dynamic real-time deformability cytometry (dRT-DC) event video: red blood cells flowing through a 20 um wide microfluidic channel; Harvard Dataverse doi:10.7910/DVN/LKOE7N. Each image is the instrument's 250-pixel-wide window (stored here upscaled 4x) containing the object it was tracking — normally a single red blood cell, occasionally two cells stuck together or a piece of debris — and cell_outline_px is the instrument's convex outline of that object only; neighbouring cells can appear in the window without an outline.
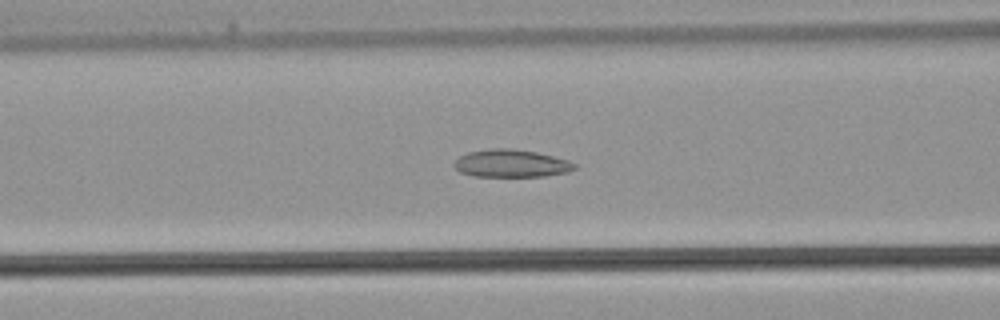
{"species": "common noctule bat (a hibernating species)", "species_latin": "Nyctalus noctula", "temperature_condition": "warm", "stored_images_in_passage": 33, "camera_frame_rate_fps": 3000, "um_per_image_px": 0.085, "animal": {"sex": "male", "body_mass_g": 21.5, "forearm_length_mm": 52.0}, "frame": {"image": 1, "passage_image": 12, "time_ms": 3.667, "image_size_px": [1000, 320], "cell_outline_px": [[576, 168], [568, 172], [544, 176], [472, 176], [460, 172], [452, 164], [460, 156], [468, 152], [488, 148], [508, 148], [536, 152], [568, 160], [576, 164]], "centroid_in_image_um": [43.43, 13.89], "position_along_channel_um": 123.2, "area_um2": 19.36}}
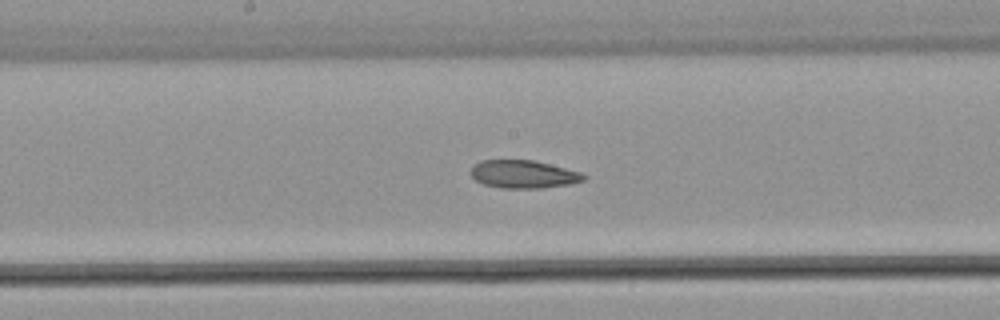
{"frame": {"image": 2, "passage_image": 17, "time_ms": 5.333, "image_size_px": [1000, 320], "cell_outline_px": [[588, 176], [584, 180], [568, 184], [544, 188], [500, 188], [484, 184], [476, 180], [472, 176], [472, 168], [480, 160], [532, 160], [580, 172]], "centroid_in_image_um": [44.5, 14.81], "position_along_channel_um": 203.7, "area_um2": 18.15}}
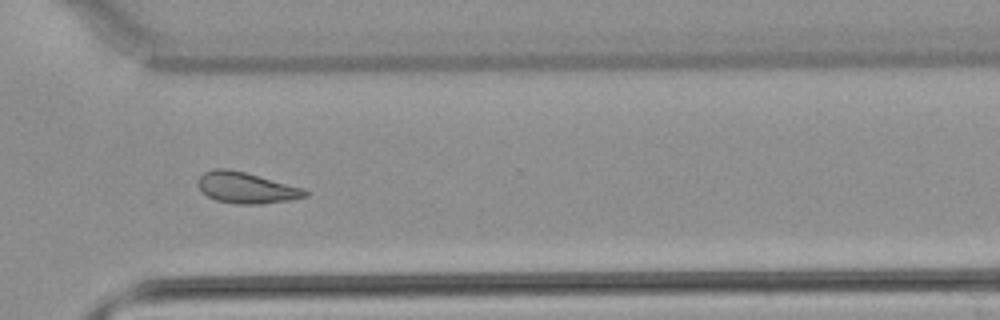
{"frame": {"image": 3, "passage_image": 26, "time_ms": 8.333, "image_size_px": [1000, 320], "cell_outline_px": [[308, 196], [288, 200], [260, 204], [236, 204], [216, 200], [200, 192], [196, 184], [200, 176], [204, 172], [212, 168], [228, 168], [244, 172], [304, 188], [308, 192]], "centroid_in_image_um": [20.88, 15.95], "position_along_channel_um": 349.7, "area_um2": 19.48}}